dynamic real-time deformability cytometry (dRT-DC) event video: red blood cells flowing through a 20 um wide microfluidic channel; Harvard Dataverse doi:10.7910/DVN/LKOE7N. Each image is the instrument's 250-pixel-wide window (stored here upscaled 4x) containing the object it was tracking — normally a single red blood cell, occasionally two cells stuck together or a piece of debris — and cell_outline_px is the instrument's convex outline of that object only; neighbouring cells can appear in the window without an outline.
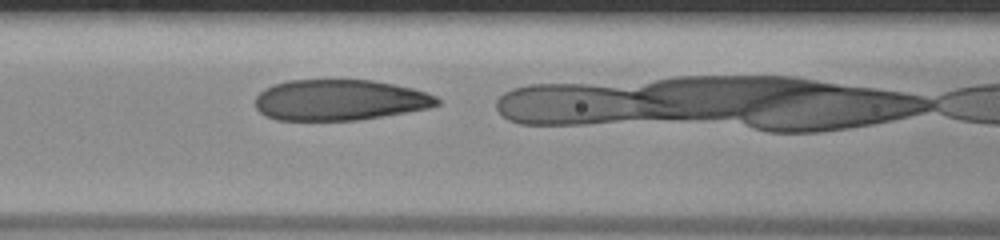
{"species": "human", "species_latin": "Homo sapiens", "temperature_condition": "room temperature", "stored_images_in_passage": 11, "camera_frame_rate_fps": 3000, "um_per_image_px": 0.085, "donor": {"sex": "male"}, "frame": {"image": 1, "passage_image": 4, "time_ms": 1.0, "image_size_px": [1000, 240], "cell_outline_px": [[440, 104], [428, 108], [356, 120], [276, 120], [264, 116], [256, 108], [256, 96], [264, 88], [288, 80], [372, 80], [412, 88], [436, 96], [440, 100]], "centroid_in_image_um": [28.84, 8.5], "position_along_channel_um": 137.8, "area_um2": 43.06}}